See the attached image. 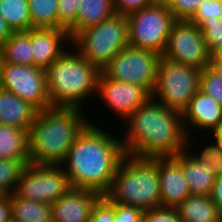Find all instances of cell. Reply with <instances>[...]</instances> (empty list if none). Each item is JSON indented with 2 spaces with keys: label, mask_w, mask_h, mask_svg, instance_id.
Segmentation results:
<instances>
[{
  "label": "cell",
  "mask_w": 222,
  "mask_h": 222,
  "mask_svg": "<svg viewBox=\"0 0 222 222\" xmlns=\"http://www.w3.org/2000/svg\"><path fill=\"white\" fill-rule=\"evenodd\" d=\"M174 0H155V4L169 6Z\"/></svg>",
  "instance_id": "cell-43"
},
{
  "label": "cell",
  "mask_w": 222,
  "mask_h": 222,
  "mask_svg": "<svg viewBox=\"0 0 222 222\" xmlns=\"http://www.w3.org/2000/svg\"><path fill=\"white\" fill-rule=\"evenodd\" d=\"M125 154L142 158L175 157L185 151L182 114L150 98L126 120Z\"/></svg>",
  "instance_id": "cell-2"
},
{
  "label": "cell",
  "mask_w": 222,
  "mask_h": 222,
  "mask_svg": "<svg viewBox=\"0 0 222 222\" xmlns=\"http://www.w3.org/2000/svg\"><path fill=\"white\" fill-rule=\"evenodd\" d=\"M73 42V43H72ZM73 50L102 71L124 48L129 46L126 15L114 14L100 24L77 33Z\"/></svg>",
  "instance_id": "cell-6"
},
{
  "label": "cell",
  "mask_w": 222,
  "mask_h": 222,
  "mask_svg": "<svg viewBox=\"0 0 222 222\" xmlns=\"http://www.w3.org/2000/svg\"><path fill=\"white\" fill-rule=\"evenodd\" d=\"M12 31L8 28L5 19L0 15V47L10 37Z\"/></svg>",
  "instance_id": "cell-41"
},
{
  "label": "cell",
  "mask_w": 222,
  "mask_h": 222,
  "mask_svg": "<svg viewBox=\"0 0 222 222\" xmlns=\"http://www.w3.org/2000/svg\"><path fill=\"white\" fill-rule=\"evenodd\" d=\"M2 63L34 66L31 45V30L27 32H12L6 42L0 47Z\"/></svg>",
  "instance_id": "cell-23"
},
{
  "label": "cell",
  "mask_w": 222,
  "mask_h": 222,
  "mask_svg": "<svg viewBox=\"0 0 222 222\" xmlns=\"http://www.w3.org/2000/svg\"><path fill=\"white\" fill-rule=\"evenodd\" d=\"M201 69L161 58L151 98L182 112L199 90Z\"/></svg>",
  "instance_id": "cell-7"
},
{
  "label": "cell",
  "mask_w": 222,
  "mask_h": 222,
  "mask_svg": "<svg viewBox=\"0 0 222 222\" xmlns=\"http://www.w3.org/2000/svg\"><path fill=\"white\" fill-rule=\"evenodd\" d=\"M215 141V142H214ZM196 155L190 154L197 162H203L206 168L216 176L222 174V142L214 140ZM198 155V156H197Z\"/></svg>",
  "instance_id": "cell-29"
},
{
  "label": "cell",
  "mask_w": 222,
  "mask_h": 222,
  "mask_svg": "<svg viewBox=\"0 0 222 222\" xmlns=\"http://www.w3.org/2000/svg\"><path fill=\"white\" fill-rule=\"evenodd\" d=\"M114 14L113 0H80L76 22L68 29L71 39Z\"/></svg>",
  "instance_id": "cell-20"
},
{
  "label": "cell",
  "mask_w": 222,
  "mask_h": 222,
  "mask_svg": "<svg viewBox=\"0 0 222 222\" xmlns=\"http://www.w3.org/2000/svg\"><path fill=\"white\" fill-rule=\"evenodd\" d=\"M0 159L30 161L29 132L0 124Z\"/></svg>",
  "instance_id": "cell-21"
},
{
  "label": "cell",
  "mask_w": 222,
  "mask_h": 222,
  "mask_svg": "<svg viewBox=\"0 0 222 222\" xmlns=\"http://www.w3.org/2000/svg\"><path fill=\"white\" fill-rule=\"evenodd\" d=\"M222 121V107L211 96L198 90L182 112V123L187 136L191 139L189 128L211 131ZM190 124V125H189ZM193 125V126H192ZM190 134V135H189Z\"/></svg>",
  "instance_id": "cell-15"
},
{
  "label": "cell",
  "mask_w": 222,
  "mask_h": 222,
  "mask_svg": "<svg viewBox=\"0 0 222 222\" xmlns=\"http://www.w3.org/2000/svg\"><path fill=\"white\" fill-rule=\"evenodd\" d=\"M141 222H181V219L175 207L160 206L143 211Z\"/></svg>",
  "instance_id": "cell-33"
},
{
  "label": "cell",
  "mask_w": 222,
  "mask_h": 222,
  "mask_svg": "<svg viewBox=\"0 0 222 222\" xmlns=\"http://www.w3.org/2000/svg\"><path fill=\"white\" fill-rule=\"evenodd\" d=\"M89 222H115L114 203L103 196L94 206Z\"/></svg>",
  "instance_id": "cell-35"
},
{
  "label": "cell",
  "mask_w": 222,
  "mask_h": 222,
  "mask_svg": "<svg viewBox=\"0 0 222 222\" xmlns=\"http://www.w3.org/2000/svg\"><path fill=\"white\" fill-rule=\"evenodd\" d=\"M71 41L68 30L32 28L31 45L34 66L46 70L66 50L62 45ZM65 42V43H64Z\"/></svg>",
  "instance_id": "cell-16"
},
{
  "label": "cell",
  "mask_w": 222,
  "mask_h": 222,
  "mask_svg": "<svg viewBox=\"0 0 222 222\" xmlns=\"http://www.w3.org/2000/svg\"><path fill=\"white\" fill-rule=\"evenodd\" d=\"M210 65L222 72V45L210 54Z\"/></svg>",
  "instance_id": "cell-40"
},
{
  "label": "cell",
  "mask_w": 222,
  "mask_h": 222,
  "mask_svg": "<svg viewBox=\"0 0 222 222\" xmlns=\"http://www.w3.org/2000/svg\"><path fill=\"white\" fill-rule=\"evenodd\" d=\"M97 94L116 116L123 118L124 122L151 98V94L144 87L115 81L102 71L98 79Z\"/></svg>",
  "instance_id": "cell-13"
},
{
  "label": "cell",
  "mask_w": 222,
  "mask_h": 222,
  "mask_svg": "<svg viewBox=\"0 0 222 222\" xmlns=\"http://www.w3.org/2000/svg\"><path fill=\"white\" fill-rule=\"evenodd\" d=\"M213 139L222 142V121L212 130Z\"/></svg>",
  "instance_id": "cell-42"
},
{
  "label": "cell",
  "mask_w": 222,
  "mask_h": 222,
  "mask_svg": "<svg viewBox=\"0 0 222 222\" xmlns=\"http://www.w3.org/2000/svg\"><path fill=\"white\" fill-rule=\"evenodd\" d=\"M12 222H53L51 204L11 194Z\"/></svg>",
  "instance_id": "cell-24"
},
{
  "label": "cell",
  "mask_w": 222,
  "mask_h": 222,
  "mask_svg": "<svg viewBox=\"0 0 222 222\" xmlns=\"http://www.w3.org/2000/svg\"><path fill=\"white\" fill-rule=\"evenodd\" d=\"M162 56L155 52L127 46L102 70L115 81L134 83L152 94Z\"/></svg>",
  "instance_id": "cell-9"
},
{
  "label": "cell",
  "mask_w": 222,
  "mask_h": 222,
  "mask_svg": "<svg viewBox=\"0 0 222 222\" xmlns=\"http://www.w3.org/2000/svg\"><path fill=\"white\" fill-rule=\"evenodd\" d=\"M161 206L177 207L191 195L181 166L172 158H159Z\"/></svg>",
  "instance_id": "cell-17"
},
{
  "label": "cell",
  "mask_w": 222,
  "mask_h": 222,
  "mask_svg": "<svg viewBox=\"0 0 222 222\" xmlns=\"http://www.w3.org/2000/svg\"><path fill=\"white\" fill-rule=\"evenodd\" d=\"M0 15L12 32L32 29L28 0H0Z\"/></svg>",
  "instance_id": "cell-25"
},
{
  "label": "cell",
  "mask_w": 222,
  "mask_h": 222,
  "mask_svg": "<svg viewBox=\"0 0 222 222\" xmlns=\"http://www.w3.org/2000/svg\"><path fill=\"white\" fill-rule=\"evenodd\" d=\"M38 110L14 93L0 88V124L30 132Z\"/></svg>",
  "instance_id": "cell-18"
},
{
  "label": "cell",
  "mask_w": 222,
  "mask_h": 222,
  "mask_svg": "<svg viewBox=\"0 0 222 222\" xmlns=\"http://www.w3.org/2000/svg\"><path fill=\"white\" fill-rule=\"evenodd\" d=\"M199 28L203 33L206 47L211 54L216 48L222 45V19H207Z\"/></svg>",
  "instance_id": "cell-30"
},
{
  "label": "cell",
  "mask_w": 222,
  "mask_h": 222,
  "mask_svg": "<svg viewBox=\"0 0 222 222\" xmlns=\"http://www.w3.org/2000/svg\"><path fill=\"white\" fill-rule=\"evenodd\" d=\"M129 46L162 56L177 21L168 6L153 4L126 16Z\"/></svg>",
  "instance_id": "cell-8"
},
{
  "label": "cell",
  "mask_w": 222,
  "mask_h": 222,
  "mask_svg": "<svg viewBox=\"0 0 222 222\" xmlns=\"http://www.w3.org/2000/svg\"><path fill=\"white\" fill-rule=\"evenodd\" d=\"M100 73L97 67L85 60L76 50H66L46 69L51 106L83 110L82 101L91 94H97Z\"/></svg>",
  "instance_id": "cell-5"
},
{
  "label": "cell",
  "mask_w": 222,
  "mask_h": 222,
  "mask_svg": "<svg viewBox=\"0 0 222 222\" xmlns=\"http://www.w3.org/2000/svg\"><path fill=\"white\" fill-rule=\"evenodd\" d=\"M125 155L121 138L90 122L77 136L61 166L66 167L72 189L92 190L104 196Z\"/></svg>",
  "instance_id": "cell-1"
},
{
  "label": "cell",
  "mask_w": 222,
  "mask_h": 222,
  "mask_svg": "<svg viewBox=\"0 0 222 222\" xmlns=\"http://www.w3.org/2000/svg\"><path fill=\"white\" fill-rule=\"evenodd\" d=\"M29 160L0 159V195L16 193L22 170Z\"/></svg>",
  "instance_id": "cell-27"
},
{
  "label": "cell",
  "mask_w": 222,
  "mask_h": 222,
  "mask_svg": "<svg viewBox=\"0 0 222 222\" xmlns=\"http://www.w3.org/2000/svg\"><path fill=\"white\" fill-rule=\"evenodd\" d=\"M2 54H1V49H0V77H1V65H2Z\"/></svg>",
  "instance_id": "cell-44"
},
{
  "label": "cell",
  "mask_w": 222,
  "mask_h": 222,
  "mask_svg": "<svg viewBox=\"0 0 222 222\" xmlns=\"http://www.w3.org/2000/svg\"><path fill=\"white\" fill-rule=\"evenodd\" d=\"M80 0H58L59 29L68 30L77 19Z\"/></svg>",
  "instance_id": "cell-32"
},
{
  "label": "cell",
  "mask_w": 222,
  "mask_h": 222,
  "mask_svg": "<svg viewBox=\"0 0 222 222\" xmlns=\"http://www.w3.org/2000/svg\"><path fill=\"white\" fill-rule=\"evenodd\" d=\"M0 88L14 93L38 111L51 107L46 70L42 68L2 63Z\"/></svg>",
  "instance_id": "cell-11"
},
{
  "label": "cell",
  "mask_w": 222,
  "mask_h": 222,
  "mask_svg": "<svg viewBox=\"0 0 222 222\" xmlns=\"http://www.w3.org/2000/svg\"><path fill=\"white\" fill-rule=\"evenodd\" d=\"M176 210L181 222H216L222 218L210 196L191 194Z\"/></svg>",
  "instance_id": "cell-22"
},
{
  "label": "cell",
  "mask_w": 222,
  "mask_h": 222,
  "mask_svg": "<svg viewBox=\"0 0 222 222\" xmlns=\"http://www.w3.org/2000/svg\"><path fill=\"white\" fill-rule=\"evenodd\" d=\"M89 123L80 108L51 106L38 111L29 132L30 163L62 165L68 150Z\"/></svg>",
  "instance_id": "cell-3"
},
{
  "label": "cell",
  "mask_w": 222,
  "mask_h": 222,
  "mask_svg": "<svg viewBox=\"0 0 222 222\" xmlns=\"http://www.w3.org/2000/svg\"><path fill=\"white\" fill-rule=\"evenodd\" d=\"M162 58L201 70L210 65V53L199 26L187 20H177Z\"/></svg>",
  "instance_id": "cell-12"
},
{
  "label": "cell",
  "mask_w": 222,
  "mask_h": 222,
  "mask_svg": "<svg viewBox=\"0 0 222 222\" xmlns=\"http://www.w3.org/2000/svg\"><path fill=\"white\" fill-rule=\"evenodd\" d=\"M155 4V0H113L115 14L128 15Z\"/></svg>",
  "instance_id": "cell-37"
},
{
  "label": "cell",
  "mask_w": 222,
  "mask_h": 222,
  "mask_svg": "<svg viewBox=\"0 0 222 222\" xmlns=\"http://www.w3.org/2000/svg\"><path fill=\"white\" fill-rule=\"evenodd\" d=\"M142 214L140 208L114 203L115 222H141Z\"/></svg>",
  "instance_id": "cell-36"
},
{
  "label": "cell",
  "mask_w": 222,
  "mask_h": 222,
  "mask_svg": "<svg viewBox=\"0 0 222 222\" xmlns=\"http://www.w3.org/2000/svg\"><path fill=\"white\" fill-rule=\"evenodd\" d=\"M210 198L217 207V210L222 217V174L216 176Z\"/></svg>",
  "instance_id": "cell-38"
},
{
  "label": "cell",
  "mask_w": 222,
  "mask_h": 222,
  "mask_svg": "<svg viewBox=\"0 0 222 222\" xmlns=\"http://www.w3.org/2000/svg\"><path fill=\"white\" fill-rule=\"evenodd\" d=\"M187 141L186 150L172 157L182 168L192 195L210 196L216 175L203 162H197L187 151L191 144ZM190 142V143H189ZM188 153V154H187Z\"/></svg>",
  "instance_id": "cell-19"
},
{
  "label": "cell",
  "mask_w": 222,
  "mask_h": 222,
  "mask_svg": "<svg viewBox=\"0 0 222 222\" xmlns=\"http://www.w3.org/2000/svg\"><path fill=\"white\" fill-rule=\"evenodd\" d=\"M199 90L213 97L222 107V72L208 65L201 70Z\"/></svg>",
  "instance_id": "cell-28"
},
{
  "label": "cell",
  "mask_w": 222,
  "mask_h": 222,
  "mask_svg": "<svg viewBox=\"0 0 222 222\" xmlns=\"http://www.w3.org/2000/svg\"><path fill=\"white\" fill-rule=\"evenodd\" d=\"M202 0H174L168 7L176 20L189 21Z\"/></svg>",
  "instance_id": "cell-34"
},
{
  "label": "cell",
  "mask_w": 222,
  "mask_h": 222,
  "mask_svg": "<svg viewBox=\"0 0 222 222\" xmlns=\"http://www.w3.org/2000/svg\"><path fill=\"white\" fill-rule=\"evenodd\" d=\"M32 28L59 29L58 0H28Z\"/></svg>",
  "instance_id": "cell-26"
},
{
  "label": "cell",
  "mask_w": 222,
  "mask_h": 222,
  "mask_svg": "<svg viewBox=\"0 0 222 222\" xmlns=\"http://www.w3.org/2000/svg\"><path fill=\"white\" fill-rule=\"evenodd\" d=\"M0 222H12L11 195H0Z\"/></svg>",
  "instance_id": "cell-39"
},
{
  "label": "cell",
  "mask_w": 222,
  "mask_h": 222,
  "mask_svg": "<svg viewBox=\"0 0 222 222\" xmlns=\"http://www.w3.org/2000/svg\"><path fill=\"white\" fill-rule=\"evenodd\" d=\"M104 197L109 202L137 207L143 211L160 207L159 158L126 154Z\"/></svg>",
  "instance_id": "cell-4"
},
{
  "label": "cell",
  "mask_w": 222,
  "mask_h": 222,
  "mask_svg": "<svg viewBox=\"0 0 222 222\" xmlns=\"http://www.w3.org/2000/svg\"><path fill=\"white\" fill-rule=\"evenodd\" d=\"M61 165H33L22 170L16 193L30 201L51 204L72 188Z\"/></svg>",
  "instance_id": "cell-10"
},
{
  "label": "cell",
  "mask_w": 222,
  "mask_h": 222,
  "mask_svg": "<svg viewBox=\"0 0 222 222\" xmlns=\"http://www.w3.org/2000/svg\"><path fill=\"white\" fill-rule=\"evenodd\" d=\"M211 18L222 19V0H202L189 21L200 26L205 20Z\"/></svg>",
  "instance_id": "cell-31"
},
{
  "label": "cell",
  "mask_w": 222,
  "mask_h": 222,
  "mask_svg": "<svg viewBox=\"0 0 222 222\" xmlns=\"http://www.w3.org/2000/svg\"><path fill=\"white\" fill-rule=\"evenodd\" d=\"M102 197L92 190L71 189L51 203L53 222H89L94 206Z\"/></svg>",
  "instance_id": "cell-14"
}]
</instances>
